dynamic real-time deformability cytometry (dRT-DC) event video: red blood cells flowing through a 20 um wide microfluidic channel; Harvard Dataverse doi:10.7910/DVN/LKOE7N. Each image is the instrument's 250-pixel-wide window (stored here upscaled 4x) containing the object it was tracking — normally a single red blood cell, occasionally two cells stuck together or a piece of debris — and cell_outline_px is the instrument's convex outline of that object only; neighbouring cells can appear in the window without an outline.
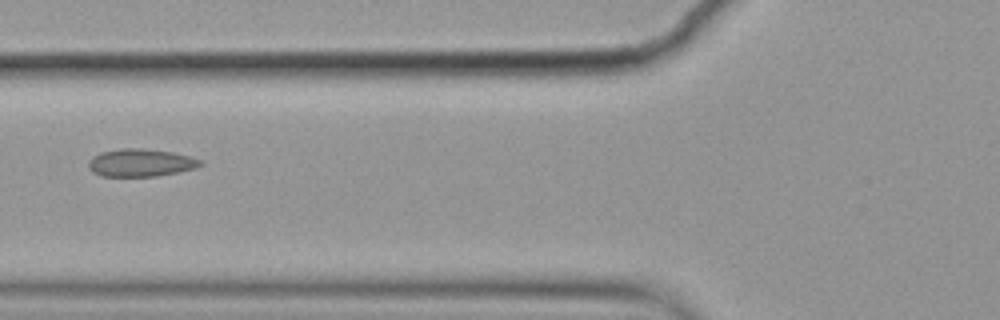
{"species": "common noctule bat (a hibernating species)", "species_latin": "Nyctalus noctula", "temperature_condition": "cold", "stored_images_in_passage": 7, "camera_frame_rate_fps": 3000, "um_per_image_px": 0.085, "animal": {"sex": "female", "body_mass_g": 19.9}, "frame": {"image": 1, "passage_image": 2, "time_ms": 0.333, "image_size_px": [1000, 320], "cell_outline_px": [[204, 164], [196, 168], [156, 176], [100, 176], [92, 172], [88, 168], [88, 160], [92, 156], [100, 152], [120, 148], [140, 148], [172, 152], [188, 156], [200, 160]], "centroid_in_image_um": [11.9, 13.83], "position_along_channel_um": 113.9, "area_um2": 18.09}}
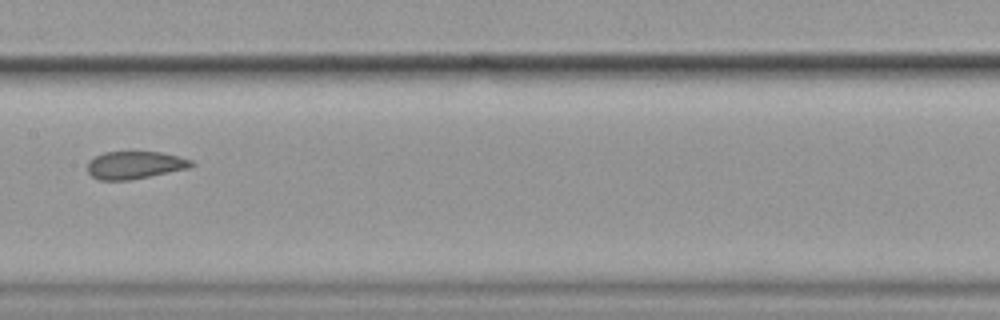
{"frame": {"image": 2, "passage_image": 4, "time_ms": 1.0, "image_size_px": [1000, 320], "cell_outline_px": [[196, 164], [188, 168], [128, 180], [100, 180], [92, 176], [88, 172], [88, 160], [104, 152], [160, 152], [180, 156], [192, 160]], "centroid_in_image_um": [11.46, 14.02], "position_along_channel_um": 195.9, "area_um2": 16.59}}
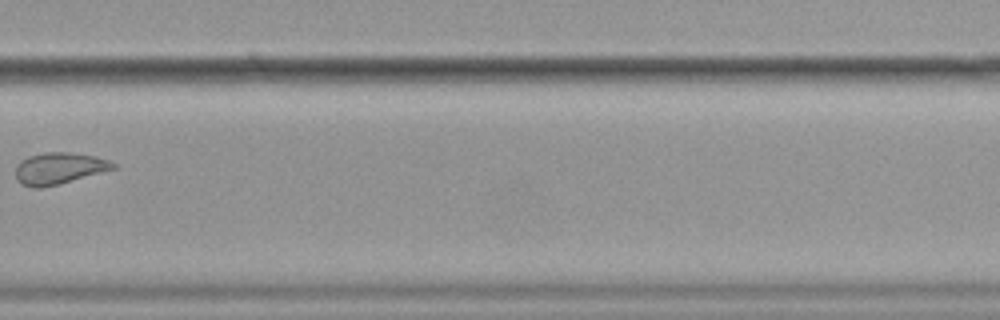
{"frame": {"image": 3, "passage_image": 7, "time_ms": 2.0, "image_size_px": [1000, 320], "cell_outline_px": [[116, 168], [60, 184], [40, 188], [32, 188], [20, 184], [16, 180], [16, 164], [20, 160], [28, 156], [44, 152], [68, 152], [96, 156], [108, 160], [116, 164]], "centroid_in_image_um": [4.97, 14.31], "position_along_channel_um": 324.8, "area_um2": 18.15}}